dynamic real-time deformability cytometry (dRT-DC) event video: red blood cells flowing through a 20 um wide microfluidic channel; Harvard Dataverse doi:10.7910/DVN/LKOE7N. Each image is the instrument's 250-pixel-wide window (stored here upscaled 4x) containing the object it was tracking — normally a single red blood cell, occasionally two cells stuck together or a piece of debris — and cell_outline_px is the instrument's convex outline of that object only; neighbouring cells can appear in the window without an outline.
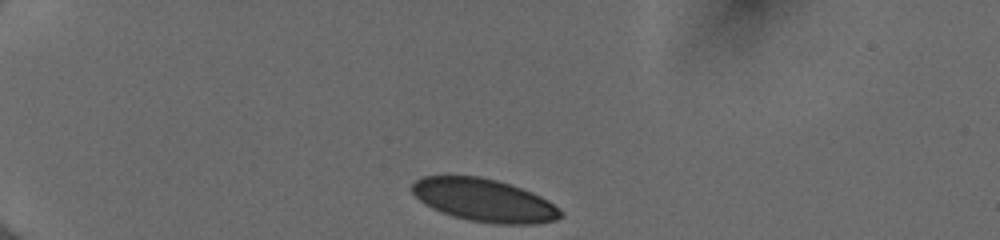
{"species": "human", "species_latin": "Homo sapiens", "temperature_condition": "cold", "stored_images_in_passage": 37, "camera_frame_rate_fps": 3000, "um_per_image_px": 0.085, "donor": {"sex": "female"}, "frame": {"image": 1, "passage_image": 1, "time_ms": 0.0, "image_size_px": [1000, 240], "cell_outline_px": [[564, 216], [556, 220], [536, 224], [496, 224], [468, 220], [452, 216], [440, 212], [424, 204], [412, 192], [412, 184], [416, 180], [424, 176], [480, 176], [496, 180], [532, 192], [548, 200], [560, 208], [564, 212]], "centroid_in_image_um": [41.18, 17.03], "position_along_channel_um": 43.8, "area_um2": 37.17}}
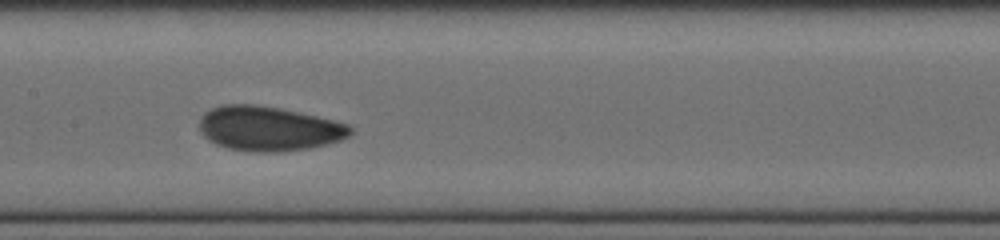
{"frame": {"image": 2, "passage_image": 16, "time_ms": 5.0, "image_size_px": [1000, 240], "cell_outline_px": [[352, 132], [348, 136], [340, 140], [328, 144], [308, 148], [280, 152], [256, 152], [228, 148], [216, 144], [208, 140], [200, 132], [200, 116], [204, 112], [220, 104], [256, 104], [280, 108], [316, 116], [348, 124], [352, 128]], "centroid_in_image_um": [22.81, 10.92], "position_along_channel_um": 184.6, "area_um2": 39.3}}
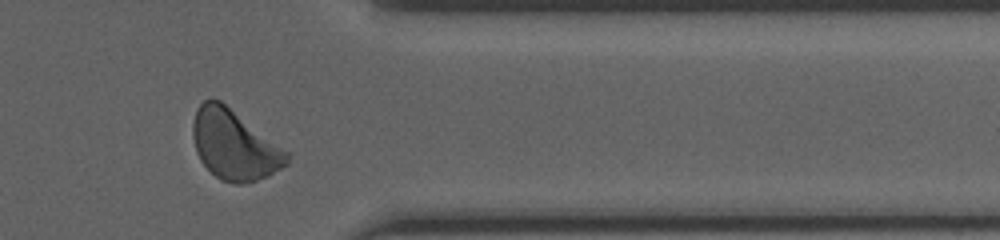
{"frame": {"image": 3, "passage_image": 32, "time_ms": 10.333, "image_size_px": [1000, 240], "cell_outline_px": [[288, 164], [268, 176], [256, 180], [240, 184], [236, 184], [220, 180], [200, 160], [196, 152], [192, 136], [192, 124], [196, 108], [204, 100], [220, 100], [288, 152]], "centroid_in_image_um": [19.88, 12.33], "position_along_channel_um": 391.5, "area_um2": 37.8}, "authors_computed_cell_mechanics": {"area_um2": 37.8012, "velocity_mm_per_s": 3.9823, "shape_relaxation_time_tau1_ms": 2.189, "shape_relaxation_time_tau2_ms": 2.6654, "deformation_change_tau1": 0.0698, "deformation_change_tau2": 0.051}}